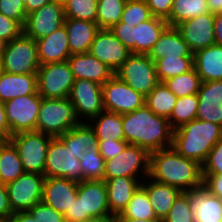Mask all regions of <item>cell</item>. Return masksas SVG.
<instances>
[{"mask_svg":"<svg viewBox=\"0 0 222 222\" xmlns=\"http://www.w3.org/2000/svg\"><path fill=\"white\" fill-rule=\"evenodd\" d=\"M77 191L78 182L60 177H45L42 202L64 215L77 197Z\"/></svg>","mask_w":222,"mask_h":222,"instance_id":"d6986e66","label":"cell"},{"mask_svg":"<svg viewBox=\"0 0 222 222\" xmlns=\"http://www.w3.org/2000/svg\"><path fill=\"white\" fill-rule=\"evenodd\" d=\"M23 33V26L16 20L0 13V39L7 43Z\"/></svg>","mask_w":222,"mask_h":222,"instance_id":"c3c4849f","label":"cell"},{"mask_svg":"<svg viewBox=\"0 0 222 222\" xmlns=\"http://www.w3.org/2000/svg\"><path fill=\"white\" fill-rule=\"evenodd\" d=\"M114 74L144 97L160 82L155 62L148 54L131 53Z\"/></svg>","mask_w":222,"mask_h":222,"instance_id":"8992f818","label":"cell"},{"mask_svg":"<svg viewBox=\"0 0 222 222\" xmlns=\"http://www.w3.org/2000/svg\"><path fill=\"white\" fill-rule=\"evenodd\" d=\"M165 86L177 97L197 94L202 83L195 68L175 77L164 80Z\"/></svg>","mask_w":222,"mask_h":222,"instance_id":"74e56055","label":"cell"},{"mask_svg":"<svg viewBox=\"0 0 222 222\" xmlns=\"http://www.w3.org/2000/svg\"><path fill=\"white\" fill-rule=\"evenodd\" d=\"M67 62L75 80L86 79L103 85L114 75L111 68L89 52L73 54L67 59Z\"/></svg>","mask_w":222,"mask_h":222,"instance_id":"7402d4cb","label":"cell"},{"mask_svg":"<svg viewBox=\"0 0 222 222\" xmlns=\"http://www.w3.org/2000/svg\"><path fill=\"white\" fill-rule=\"evenodd\" d=\"M10 222H35V220L27 211H20L10 215Z\"/></svg>","mask_w":222,"mask_h":222,"instance_id":"91938a15","label":"cell"},{"mask_svg":"<svg viewBox=\"0 0 222 222\" xmlns=\"http://www.w3.org/2000/svg\"><path fill=\"white\" fill-rule=\"evenodd\" d=\"M6 45H7V42L5 40L0 39V59L2 57V54L5 51Z\"/></svg>","mask_w":222,"mask_h":222,"instance_id":"e7e4bbea","label":"cell"},{"mask_svg":"<svg viewBox=\"0 0 222 222\" xmlns=\"http://www.w3.org/2000/svg\"><path fill=\"white\" fill-rule=\"evenodd\" d=\"M75 108L69 97L62 99L42 98L36 131L52 137H58L79 125Z\"/></svg>","mask_w":222,"mask_h":222,"instance_id":"277c9868","label":"cell"},{"mask_svg":"<svg viewBox=\"0 0 222 222\" xmlns=\"http://www.w3.org/2000/svg\"><path fill=\"white\" fill-rule=\"evenodd\" d=\"M66 222H83L82 202L77 197L72 201V205L64 214Z\"/></svg>","mask_w":222,"mask_h":222,"instance_id":"db71d44e","label":"cell"},{"mask_svg":"<svg viewBox=\"0 0 222 222\" xmlns=\"http://www.w3.org/2000/svg\"><path fill=\"white\" fill-rule=\"evenodd\" d=\"M58 138L70 149L77 159L92 148L98 147L99 141L89 123L81 122L79 125L66 131Z\"/></svg>","mask_w":222,"mask_h":222,"instance_id":"4dcf8cb0","label":"cell"},{"mask_svg":"<svg viewBox=\"0 0 222 222\" xmlns=\"http://www.w3.org/2000/svg\"><path fill=\"white\" fill-rule=\"evenodd\" d=\"M108 191V204L110 214L120 215L128 202L132 199L134 192L141 186V181L132 177H116L104 179ZM139 181V182H138Z\"/></svg>","mask_w":222,"mask_h":222,"instance_id":"83f0119b","label":"cell"},{"mask_svg":"<svg viewBox=\"0 0 222 222\" xmlns=\"http://www.w3.org/2000/svg\"><path fill=\"white\" fill-rule=\"evenodd\" d=\"M175 27L193 54L200 49L216 44L214 36V13L209 12L185 20Z\"/></svg>","mask_w":222,"mask_h":222,"instance_id":"2e32d148","label":"cell"},{"mask_svg":"<svg viewBox=\"0 0 222 222\" xmlns=\"http://www.w3.org/2000/svg\"><path fill=\"white\" fill-rule=\"evenodd\" d=\"M54 1H57L63 4L66 0H54Z\"/></svg>","mask_w":222,"mask_h":222,"instance_id":"003e7915","label":"cell"},{"mask_svg":"<svg viewBox=\"0 0 222 222\" xmlns=\"http://www.w3.org/2000/svg\"><path fill=\"white\" fill-rule=\"evenodd\" d=\"M90 121L96 122L94 125L91 123L89 125L94 130L98 140H124L121 114L104 110Z\"/></svg>","mask_w":222,"mask_h":222,"instance_id":"1f68e13d","label":"cell"},{"mask_svg":"<svg viewBox=\"0 0 222 222\" xmlns=\"http://www.w3.org/2000/svg\"><path fill=\"white\" fill-rule=\"evenodd\" d=\"M0 222H10V216L9 217H0Z\"/></svg>","mask_w":222,"mask_h":222,"instance_id":"03108f58","label":"cell"},{"mask_svg":"<svg viewBox=\"0 0 222 222\" xmlns=\"http://www.w3.org/2000/svg\"><path fill=\"white\" fill-rule=\"evenodd\" d=\"M203 184L211 194L222 199V175L203 174Z\"/></svg>","mask_w":222,"mask_h":222,"instance_id":"f5cc1de1","label":"cell"},{"mask_svg":"<svg viewBox=\"0 0 222 222\" xmlns=\"http://www.w3.org/2000/svg\"><path fill=\"white\" fill-rule=\"evenodd\" d=\"M118 222H162L159 219H151V220H137L133 218H118Z\"/></svg>","mask_w":222,"mask_h":222,"instance_id":"be15d7a7","label":"cell"},{"mask_svg":"<svg viewBox=\"0 0 222 222\" xmlns=\"http://www.w3.org/2000/svg\"><path fill=\"white\" fill-rule=\"evenodd\" d=\"M75 155L58 137H52L47 149L44 176L66 178L78 183L84 181L80 160Z\"/></svg>","mask_w":222,"mask_h":222,"instance_id":"30bf717a","label":"cell"},{"mask_svg":"<svg viewBox=\"0 0 222 222\" xmlns=\"http://www.w3.org/2000/svg\"><path fill=\"white\" fill-rule=\"evenodd\" d=\"M13 213L9 203L6 185L0 183V217H9Z\"/></svg>","mask_w":222,"mask_h":222,"instance_id":"11a10c76","label":"cell"},{"mask_svg":"<svg viewBox=\"0 0 222 222\" xmlns=\"http://www.w3.org/2000/svg\"><path fill=\"white\" fill-rule=\"evenodd\" d=\"M98 0H66L65 18L96 22Z\"/></svg>","mask_w":222,"mask_h":222,"instance_id":"b9f144b4","label":"cell"},{"mask_svg":"<svg viewBox=\"0 0 222 222\" xmlns=\"http://www.w3.org/2000/svg\"><path fill=\"white\" fill-rule=\"evenodd\" d=\"M127 0H98L96 23L100 29H110L121 20Z\"/></svg>","mask_w":222,"mask_h":222,"instance_id":"ab89813d","label":"cell"},{"mask_svg":"<svg viewBox=\"0 0 222 222\" xmlns=\"http://www.w3.org/2000/svg\"><path fill=\"white\" fill-rule=\"evenodd\" d=\"M122 125L124 140L149 153L172 146L173 129L169 120L154 114L146 105L122 114Z\"/></svg>","mask_w":222,"mask_h":222,"instance_id":"6da1fadb","label":"cell"},{"mask_svg":"<svg viewBox=\"0 0 222 222\" xmlns=\"http://www.w3.org/2000/svg\"><path fill=\"white\" fill-rule=\"evenodd\" d=\"M162 222H195L188 191L181 192Z\"/></svg>","mask_w":222,"mask_h":222,"instance_id":"ee69618b","label":"cell"},{"mask_svg":"<svg viewBox=\"0 0 222 222\" xmlns=\"http://www.w3.org/2000/svg\"><path fill=\"white\" fill-rule=\"evenodd\" d=\"M102 98L105 111L121 115L133 112L145 105V97L115 74L102 85Z\"/></svg>","mask_w":222,"mask_h":222,"instance_id":"7c38bea8","label":"cell"},{"mask_svg":"<svg viewBox=\"0 0 222 222\" xmlns=\"http://www.w3.org/2000/svg\"><path fill=\"white\" fill-rule=\"evenodd\" d=\"M209 13L206 0H173L169 18L166 20L169 26Z\"/></svg>","mask_w":222,"mask_h":222,"instance_id":"e575fe53","label":"cell"},{"mask_svg":"<svg viewBox=\"0 0 222 222\" xmlns=\"http://www.w3.org/2000/svg\"><path fill=\"white\" fill-rule=\"evenodd\" d=\"M79 160L84 180H104L105 160L99 153V147L85 151Z\"/></svg>","mask_w":222,"mask_h":222,"instance_id":"60d3db41","label":"cell"},{"mask_svg":"<svg viewBox=\"0 0 222 222\" xmlns=\"http://www.w3.org/2000/svg\"><path fill=\"white\" fill-rule=\"evenodd\" d=\"M27 212L33 217L35 222H66L63 214L42 201L27 210Z\"/></svg>","mask_w":222,"mask_h":222,"instance_id":"f6af8a7d","label":"cell"},{"mask_svg":"<svg viewBox=\"0 0 222 222\" xmlns=\"http://www.w3.org/2000/svg\"><path fill=\"white\" fill-rule=\"evenodd\" d=\"M52 136L37 131L19 132L10 137L25 172L44 175L46 154Z\"/></svg>","mask_w":222,"mask_h":222,"instance_id":"52a82bcc","label":"cell"},{"mask_svg":"<svg viewBox=\"0 0 222 222\" xmlns=\"http://www.w3.org/2000/svg\"><path fill=\"white\" fill-rule=\"evenodd\" d=\"M19 153L14 144L0 141V183L6 185L24 173Z\"/></svg>","mask_w":222,"mask_h":222,"instance_id":"d6a6232c","label":"cell"},{"mask_svg":"<svg viewBox=\"0 0 222 222\" xmlns=\"http://www.w3.org/2000/svg\"><path fill=\"white\" fill-rule=\"evenodd\" d=\"M131 26L124 22H119L113 25L110 30L117 37V39L125 45L132 53V28Z\"/></svg>","mask_w":222,"mask_h":222,"instance_id":"816d5d0a","label":"cell"},{"mask_svg":"<svg viewBox=\"0 0 222 222\" xmlns=\"http://www.w3.org/2000/svg\"><path fill=\"white\" fill-rule=\"evenodd\" d=\"M153 17L145 0H127L123 9L120 22L131 26L147 21Z\"/></svg>","mask_w":222,"mask_h":222,"instance_id":"7bdbcfd3","label":"cell"},{"mask_svg":"<svg viewBox=\"0 0 222 222\" xmlns=\"http://www.w3.org/2000/svg\"><path fill=\"white\" fill-rule=\"evenodd\" d=\"M149 171L150 153L139 146L128 144L121 153L105 161L104 179L120 176L138 178V172H143L142 175L148 178Z\"/></svg>","mask_w":222,"mask_h":222,"instance_id":"9c48e42d","label":"cell"},{"mask_svg":"<svg viewBox=\"0 0 222 222\" xmlns=\"http://www.w3.org/2000/svg\"><path fill=\"white\" fill-rule=\"evenodd\" d=\"M84 222H118V218L116 215L109 214L97 217H90Z\"/></svg>","mask_w":222,"mask_h":222,"instance_id":"94428289","label":"cell"},{"mask_svg":"<svg viewBox=\"0 0 222 222\" xmlns=\"http://www.w3.org/2000/svg\"><path fill=\"white\" fill-rule=\"evenodd\" d=\"M74 82L75 78L67 61L43 64L37 71L38 94L42 98H67Z\"/></svg>","mask_w":222,"mask_h":222,"instance_id":"ba28073f","label":"cell"},{"mask_svg":"<svg viewBox=\"0 0 222 222\" xmlns=\"http://www.w3.org/2000/svg\"><path fill=\"white\" fill-rule=\"evenodd\" d=\"M149 178L186 192L203 184L202 165L171 146L150 153Z\"/></svg>","mask_w":222,"mask_h":222,"instance_id":"7a4b0ae2","label":"cell"},{"mask_svg":"<svg viewBox=\"0 0 222 222\" xmlns=\"http://www.w3.org/2000/svg\"><path fill=\"white\" fill-rule=\"evenodd\" d=\"M195 222H222V199L201 184L188 191Z\"/></svg>","mask_w":222,"mask_h":222,"instance_id":"ffe728a7","label":"cell"},{"mask_svg":"<svg viewBox=\"0 0 222 222\" xmlns=\"http://www.w3.org/2000/svg\"><path fill=\"white\" fill-rule=\"evenodd\" d=\"M193 55L194 68L202 82L222 80V46L214 44Z\"/></svg>","mask_w":222,"mask_h":222,"instance_id":"f1b7e54d","label":"cell"},{"mask_svg":"<svg viewBox=\"0 0 222 222\" xmlns=\"http://www.w3.org/2000/svg\"><path fill=\"white\" fill-rule=\"evenodd\" d=\"M176 100L177 96L172 93L163 82H159L145 97V105L150 108L154 114L168 119Z\"/></svg>","mask_w":222,"mask_h":222,"instance_id":"836d02e7","label":"cell"},{"mask_svg":"<svg viewBox=\"0 0 222 222\" xmlns=\"http://www.w3.org/2000/svg\"><path fill=\"white\" fill-rule=\"evenodd\" d=\"M196 119L222 126V80L202 82Z\"/></svg>","mask_w":222,"mask_h":222,"instance_id":"44dd1931","label":"cell"},{"mask_svg":"<svg viewBox=\"0 0 222 222\" xmlns=\"http://www.w3.org/2000/svg\"><path fill=\"white\" fill-rule=\"evenodd\" d=\"M89 53L115 72L129 57L130 50L123 45L110 29H100Z\"/></svg>","mask_w":222,"mask_h":222,"instance_id":"e0dca14e","label":"cell"},{"mask_svg":"<svg viewBox=\"0 0 222 222\" xmlns=\"http://www.w3.org/2000/svg\"><path fill=\"white\" fill-rule=\"evenodd\" d=\"M160 82L186 73L194 68V57L162 58L155 61Z\"/></svg>","mask_w":222,"mask_h":222,"instance_id":"f35d334b","label":"cell"},{"mask_svg":"<svg viewBox=\"0 0 222 222\" xmlns=\"http://www.w3.org/2000/svg\"><path fill=\"white\" fill-rule=\"evenodd\" d=\"M198 94L177 97L175 106L168 118L173 130L196 119L198 109Z\"/></svg>","mask_w":222,"mask_h":222,"instance_id":"8d00e7d4","label":"cell"},{"mask_svg":"<svg viewBox=\"0 0 222 222\" xmlns=\"http://www.w3.org/2000/svg\"><path fill=\"white\" fill-rule=\"evenodd\" d=\"M117 218H133L137 220L157 219L149 196L142 186L138 187L134 192L132 199Z\"/></svg>","mask_w":222,"mask_h":222,"instance_id":"d590c367","label":"cell"},{"mask_svg":"<svg viewBox=\"0 0 222 222\" xmlns=\"http://www.w3.org/2000/svg\"><path fill=\"white\" fill-rule=\"evenodd\" d=\"M148 55L154 62L162 58L194 57L175 26H168L163 31Z\"/></svg>","mask_w":222,"mask_h":222,"instance_id":"484cf974","label":"cell"},{"mask_svg":"<svg viewBox=\"0 0 222 222\" xmlns=\"http://www.w3.org/2000/svg\"><path fill=\"white\" fill-rule=\"evenodd\" d=\"M153 17L167 20L170 16L173 0H145Z\"/></svg>","mask_w":222,"mask_h":222,"instance_id":"f907efd6","label":"cell"},{"mask_svg":"<svg viewBox=\"0 0 222 222\" xmlns=\"http://www.w3.org/2000/svg\"><path fill=\"white\" fill-rule=\"evenodd\" d=\"M63 25L67 31L71 55L88 53L97 32L100 30L98 24L92 21L65 18Z\"/></svg>","mask_w":222,"mask_h":222,"instance_id":"cb8c5ba5","label":"cell"},{"mask_svg":"<svg viewBox=\"0 0 222 222\" xmlns=\"http://www.w3.org/2000/svg\"><path fill=\"white\" fill-rule=\"evenodd\" d=\"M64 21L63 4L53 0L27 14L23 33L35 40L44 38L63 26Z\"/></svg>","mask_w":222,"mask_h":222,"instance_id":"5bb4252c","label":"cell"},{"mask_svg":"<svg viewBox=\"0 0 222 222\" xmlns=\"http://www.w3.org/2000/svg\"><path fill=\"white\" fill-rule=\"evenodd\" d=\"M99 153L105 161L114 158L116 155L121 153L128 143L125 140H98Z\"/></svg>","mask_w":222,"mask_h":222,"instance_id":"681fc988","label":"cell"},{"mask_svg":"<svg viewBox=\"0 0 222 222\" xmlns=\"http://www.w3.org/2000/svg\"><path fill=\"white\" fill-rule=\"evenodd\" d=\"M214 36L215 43L222 46V14H214Z\"/></svg>","mask_w":222,"mask_h":222,"instance_id":"6f0895ef","label":"cell"},{"mask_svg":"<svg viewBox=\"0 0 222 222\" xmlns=\"http://www.w3.org/2000/svg\"><path fill=\"white\" fill-rule=\"evenodd\" d=\"M0 13L12 18L24 26L26 9L24 0H0Z\"/></svg>","mask_w":222,"mask_h":222,"instance_id":"bcb514c9","label":"cell"},{"mask_svg":"<svg viewBox=\"0 0 222 222\" xmlns=\"http://www.w3.org/2000/svg\"><path fill=\"white\" fill-rule=\"evenodd\" d=\"M77 198L83 207V222L90 217L109 215L108 191L104 180H84L78 183Z\"/></svg>","mask_w":222,"mask_h":222,"instance_id":"ac0fdd59","label":"cell"},{"mask_svg":"<svg viewBox=\"0 0 222 222\" xmlns=\"http://www.w3.org/2000/svg\"><path fill=\"white\" fill-rule=\"evenodd\" d=\"M45 176L24 172L13 182L6 184L12 211H27L42 201Z\"/></svg>","mask_w":222,"mask_h":222,"instance_id":"4fadbf2b","label":"cell"},{"mask_svg":"<svg viewBox=\"0 0 222 222\" xmlns=\"http://www.w3.org/2000/svg\"><path fill=\"white\" fill-rule=\"evenodd\" d=\"M152 180V181H150ZM148 185L141 182V186L147 192L150 203L153 207L157 219L163 221L169 213L178 195L182 192L180 189L157 182L150 178Z\"/></svg>","mask_w":222,"mask_h":222,"instance_id":"f546056e","label":"cell"},{"mask_svg":"<svg viewBox=\"0 0 222 222\" xmlns=\"http://www.w3.org/2000/svg\"><path fill=\"white\" fill-rule=\"evenodd\" d=\"M69 99L78 119L84 116L89 121L104 111L102 85L97 82L86 79L75 80Z\"/></svg>","mask_w":222,"mask_h":222,"instance_id":"9a60e30c","label":"cell"},{"mask_svg":"<svg viewBox=\"0 0 222 222\" xmlns=\"http://www.w3.org/2000/svg\"><path fill=\"white\" fill-rule=\"evenodd\" d=\"M222 137V126L195 119L173 130L172 147L182 156L201 165Z\"/></svg>","mask_w":222,"mask_h":222,"instance_id":"3957f363","label":"cell"},{"mask_svg":"<svg viewBox=\"0 0 222 222\" xmlns=\"http://www.w3.org/2000/svg\"><path fill=\"white\" fill-rule=\"evenodd\" d=\"M36 44L40 65L65 62L71 56L68 35L64 25L49 36L37 39Z\"/></svg>","mask_w":222,"mask_h":222,"instance_id":"603a6c76","label":"cell"},{"mask_svg":"<svg viewBox=\"0 0 222 222\" xmlns=\"http://www.w3.org/2000/svg\"><path fill=\"white\" fill-rule=\"evenodd\" d=\"M11 132L6 119L4 102L0 100V141L10 140Z\"/></svg>","mask_w":222,"mask_h":222,"instance_id":"9f6ffc18","label":"cell"},{"mask_svg":"<svg viewBox=\"0 0 222 222\" xmlns=\"http://www.w3.org/2000/svg\"><path fill=\"white\" fill-rule=\"evenodd\" d=\"M168 26L166 20L157 17L137 24L132 28V53L149 54Z\"/></svg>","mask_w":222,"mask_h":222,"instance_id":"d4e9b609","label":"cell"},{"mask_svg":"<svg viewBox=\"0 0 222 222\" xmlns=\"http://www.w3.org/2000/svg\"><path fill=\"white\" fill-rule=\"evenodd\" d=\"M202 173L222 175V137L211 149L207 159L202 164Z\"/></svg>","mask_w":222,"mask_h":222,"instance_id":"7dc6e473","label":"cell"},{"mask_svg":"<svg viewBox=\"0 0 222 222\" xmlns=\"http://www.w3.org/2000/svg\"><path fill=\"white\" fill-rule=\"evenodd\" d=\"M209 12L220 13L222 11V0H206Z\"/></svg>","mask_w":222,"mask_h":222,"instance_id":"6125c7cd","label":"cell"},{"mask_svg":"<svg viewBox=\"0 0 222 222\" xmlns=\"http://www.w3.org/2000/svg\"><path fill=\"white\" fill-rule=\"evenodd\" d=\"M52 1L53 0H24L26 13L29 14L32 11L40 9L42 6Z\"/></svg>","mask_w":222,"mask_h":222,"instance_id":"680465c9","label":"cell"},{"mask_svg":"<svg viewBox=\"0 0 222 222\" xmlns=\"http://www.w3.org/2000/svg\"><path fill=\"white\" fill-rule=\"evenodd\" d=\"M41 99L36 93L16 97L4 103L11 136L19 132L36 131Z\"/></svg>","mask_w":222,"mask_h":222,"instance_id":"8fae6325","label":"cell"},{"mask_svg":"<svg viewBox=\"0 0 222 222\" xmlns=\"http://www.w3.org/2000/svg\"><path fill=\"white\" fill-rule=\"evenodd\" d=\"M1 70L13 74L37 73L38 59L36 40L22 33L7 43L0 59Z\"/></svg>","mask_w":222,"mask_h":222,"instance_id":"5b68a950","label":"cell"},{"mask_svg":"<svg viewBox=\"0 0 222 222\" xmlns=\"http://www.w3.org/2000/svg\"><path fill=\"white\" fill-rule=\"evenodd\" d=\"M36 93H38L37 73L13 74L0 71V100L2 102Z\"/></svg>","mask_w":222,"mask_h":222,"instance_id":"4316f807","label":"cell"}]
</instances>
